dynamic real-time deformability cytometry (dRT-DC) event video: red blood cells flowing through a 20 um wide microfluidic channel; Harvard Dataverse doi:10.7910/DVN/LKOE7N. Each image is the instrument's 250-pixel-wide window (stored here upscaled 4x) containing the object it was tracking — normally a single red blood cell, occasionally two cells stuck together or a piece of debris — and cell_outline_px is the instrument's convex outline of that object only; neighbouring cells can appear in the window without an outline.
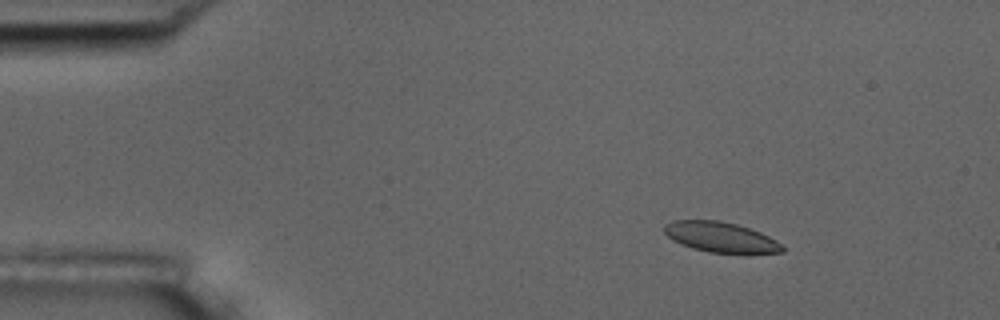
{"species": "common noctule bat (a hibernating species)", "species_latin": "Nyctalus noctula", "temperature_condition": "room temperature", "stored_images_in_passage": 5, "camera_frame_rate_fps": 3000, "um_per_image_px": 0.085, "animal": {"sex": "male", "body_mass_g": 17.5, "forearm_length_mm": 52.3}, "frame": {"image": 1, "passage_image": 2, "time_ms": 1.333, "image_size_px": [1000, 320], "cell_outline_px": [[784, 252], [708, 252], [692, 248], [680, 244], [672, 240], [664, 232], [664, 224], [672, 220], [720, 220], [736, 224], [760, 232], [776, 240], [784, 248]], "centroid_in_image_um": [61.19, 20.13], "position_along_channel_um": 23.8, "area_um2": 20.52}}